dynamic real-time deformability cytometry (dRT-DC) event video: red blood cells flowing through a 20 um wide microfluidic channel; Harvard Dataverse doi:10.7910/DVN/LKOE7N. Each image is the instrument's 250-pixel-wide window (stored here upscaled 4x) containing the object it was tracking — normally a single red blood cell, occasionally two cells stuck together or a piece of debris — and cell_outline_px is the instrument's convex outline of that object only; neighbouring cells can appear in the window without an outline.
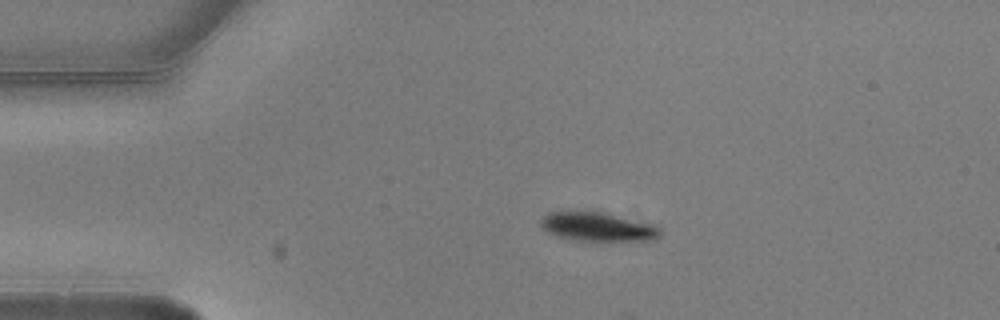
{"species": "common noctule bat (a hibernating species)", "species_latin": "Nyctalus noctula", "temperature_condition": "warm", "stored_images_in_passage": 2, "camera_frame_rate_fps": 3000, "um_per_image_px": 0.085, "animal": {"sex": "male", "body_mass_g": 20.5, "forearm_length_mm": 52.5}, "frame": {"image": 1, "passage_image": 1, "time_ms": 0.0, "image_size_px": [1000, 320], "cell_outline_px": [[660, 236], [652, 240], [576, 240], [556, 236], [548, 232], [540, 224], [540, 220], [548, 212], [604, 212], [652, 224], [660, 228]], "centroid_in_image_um": [50.8, 19.27], "position_along_channel_um": 34.2, "area_um2": 19.71}}